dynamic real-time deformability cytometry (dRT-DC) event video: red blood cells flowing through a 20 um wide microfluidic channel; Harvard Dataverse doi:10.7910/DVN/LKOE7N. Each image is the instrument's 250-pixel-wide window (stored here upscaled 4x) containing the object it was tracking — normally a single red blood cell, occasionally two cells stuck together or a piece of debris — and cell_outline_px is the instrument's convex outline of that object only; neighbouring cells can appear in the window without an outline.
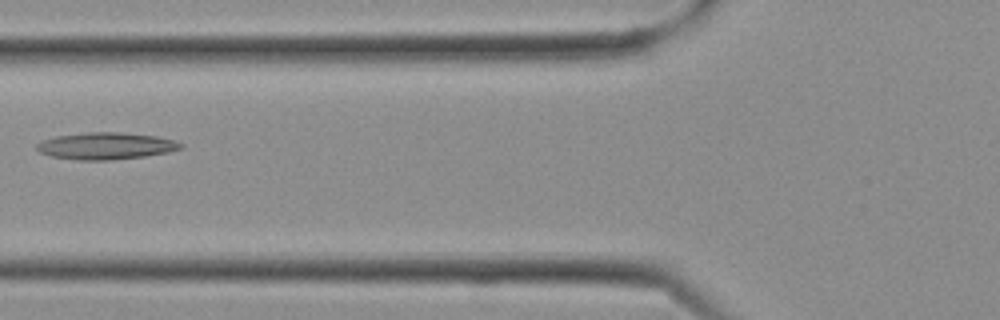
{"species": "Egyptian fruit bat (a non-hibernating species)", "species_latin": "Rousettus aegyptiacus", "temperature_condition": "cold", "stored_images_in_passage": 11, "camera_frame_rate_fps": 3000, "um_per_image_px": 0.085, "frame": {"image": 1, "passage_image": 10, "time_ms": 3.0, "image_size_px": [1000, 320], "cell_outline_px": [[184, 148], [168, 152], [144, 156], [112, 160], [76, 160], [52, 156], [40, 152], [36, 148], [36, 144], [40, 140], [56, 136], [88, 132], [120, 132], [156, 136], [176, 140], [184, 144]], "centroid_in_image_um": [9.02, 12.4], "position_along_channel_um": 116.8, "area_um2": 22.72}}